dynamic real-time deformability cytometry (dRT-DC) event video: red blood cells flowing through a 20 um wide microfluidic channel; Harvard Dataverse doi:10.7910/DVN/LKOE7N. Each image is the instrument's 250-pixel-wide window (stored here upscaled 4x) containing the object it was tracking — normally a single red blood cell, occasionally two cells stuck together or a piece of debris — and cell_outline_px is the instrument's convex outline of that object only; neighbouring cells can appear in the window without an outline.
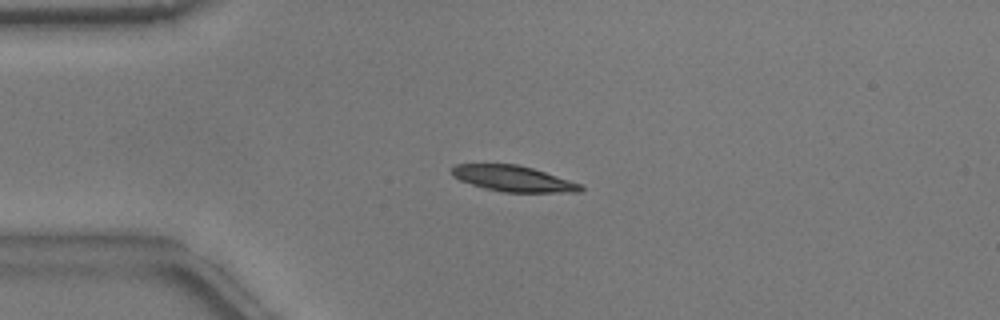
{"species": "common noctule bat (a hibernating species)", "species_latin": "Nyctalus noctula", "temperature_condition": "warm", "stored_images_in_passage": 52, "camera_frame_rate_fps": 3000, "um_per_image_px": 0.085, "animal": {"sex": "male", "body_mass_g": 17.9}, "frame": {"image": 1, "passage_image": 12, "time_ms": 3.667, "image_size_px": [1000, 320], "cell_outline_px": [[584, 188], [580, 192], [504, 192], [484, 188], [460, 180], [452, 176], [452, 168], [456, 164], [516, 164], [532, 168], [580, 184]], "centroid_in_image_um": [43.59, 15.18], "position_along_channel_um": 41.4, "area_um2": 19.07}}
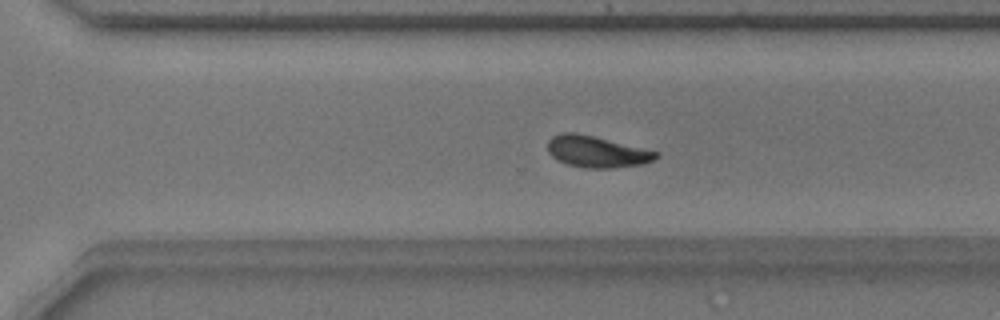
{"frame": {"image": 2, "passage_image": 36, "time_ms": 11.667, "image_size_px": [1000, 320], "cell_outline_px": [[660, 156], [644, 164], [608, 168], [584, 168], [568, 164], [556, 160], [548, 152], [548, 140], [552, 136], [560, 132], [576, 132], [660, 152]], "centroid_in_image_um": [50.7, 12.89], "position_along_channel_um": 319.9, "area_um2": 19.88}}
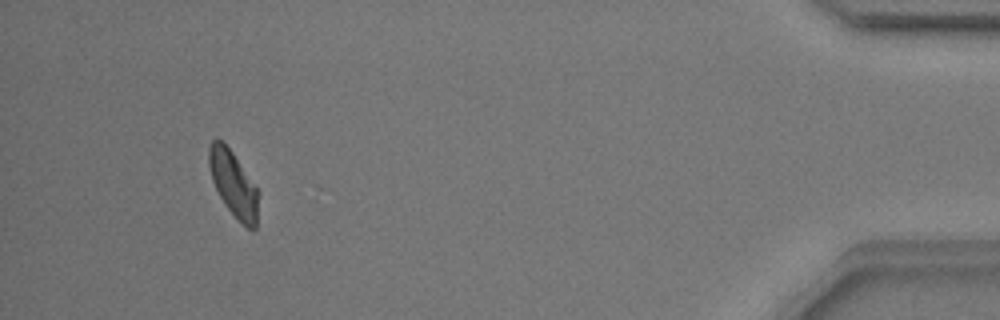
{"frame": {"image": 3, "passage_image": 49, "time_ms": 16.0, "image_size_px": [1000, 320], "cell_outline_px": [[260, 192], [256, 228], [252, 232], [224, 204], [212, 180], [208, 164], [208, 148], [212, 140], [216, 136], [224, 140]], "centroid_in_image_um": [19.84, 15.58], "position_along_channel_um": 415.4, "area_um2": 19.13}, "authors_computed_cell_mechanics": {"area_um2": 19.8832, "velocity_mm_per_s": 3.7745, "shape_relaxation_time_tau1_ms": 5.4038, "shape_relaxation_time_tau2_ms": 3.1197, "deformation_change_tau1": 0.1461, "deformation_change_tau2": 0.0978}}